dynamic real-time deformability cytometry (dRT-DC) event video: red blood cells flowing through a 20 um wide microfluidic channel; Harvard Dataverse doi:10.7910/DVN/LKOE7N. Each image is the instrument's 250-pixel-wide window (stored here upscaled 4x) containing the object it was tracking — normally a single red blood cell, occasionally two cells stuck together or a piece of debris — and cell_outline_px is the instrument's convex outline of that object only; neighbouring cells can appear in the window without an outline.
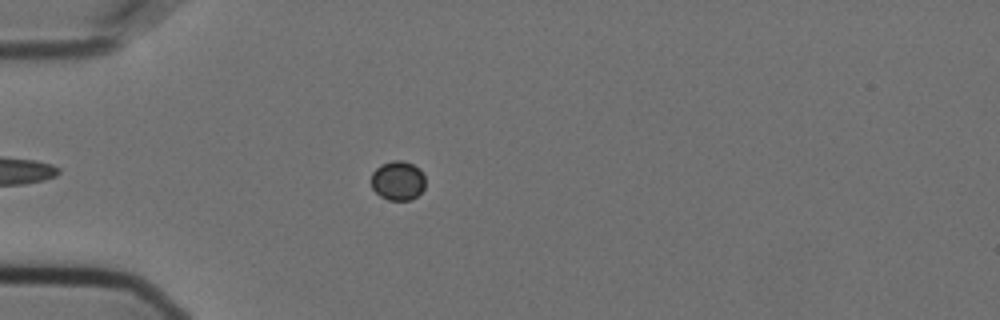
{"species": "Egyptian fruit bat (a non-hibernating species)", "species_latin": "Rousettus aegyptiacus", "temperature_condition": "cold", "stored_images_in_passage": 51, "camera_frame_rate_fps": 3000, "um_per_image_px": 0.085, "animal": {"sex": "female"}, "frame": {"image": 1, "passage_image": 11, "time_ms": 3.333, "image_size_px": [1000, 320], "cell_outline_px": [[424, 188], [416, 196], [408, 200], [388, 200], [380, 196], [372, 188], [372, 172], [380, 164], [392, 160], [404, 160], [420, 168], [424, 176]], "centroid_in_image_um": [33.81, 15.33], "position_along_channel_um": 51.2, "area_um2": 12.43}}
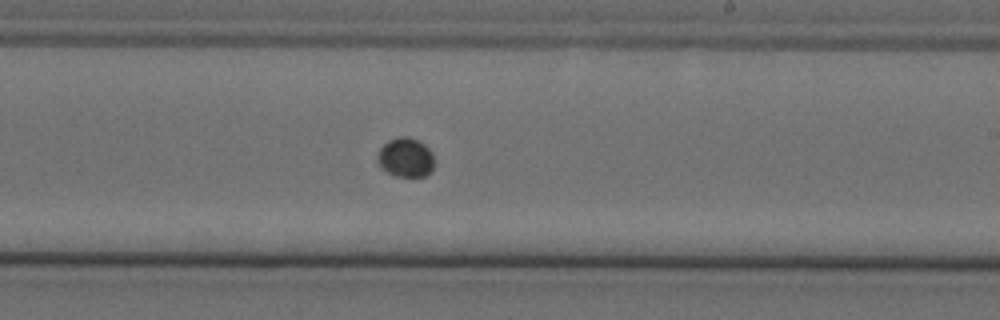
{"frame": {"image": 2, "passage_image": 29, "time_ms": 9.333, "image_size_px": [1000, 320], "cell_outline_px": [[432, 168], [424, 176], [396, 176], [380, 168], [376, 160], [376, 156], [380, 148], [388, 140], [400, 136], [408, 136], [420, 140], [432, 152]], "centroid_in_image_um": [34.43, 13.36], "position_along_channel_um": 254.6, "area_um2": 13.01}}
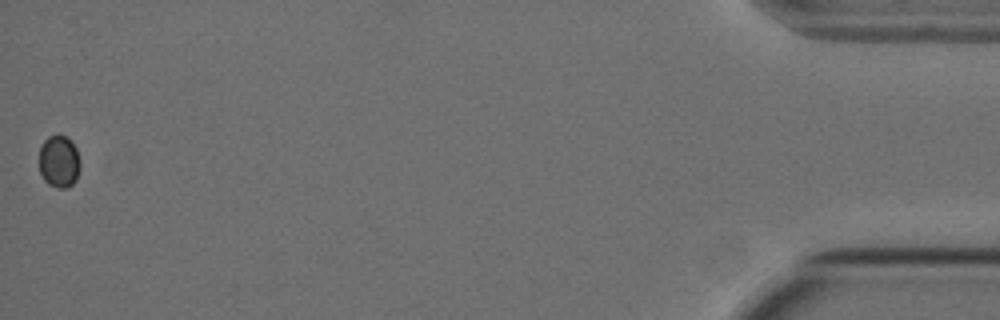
{"frame": {"image": 3, "passage_image": 51, "time_ms": 16.667, "image_size_px": [1000, 320], "cell_outline_px": [[80, 168], [76, 180], [68, 188], [56, 188], [48, 184], [44, 180], [40, 172], [40, 148], [44, 140], [48, 136], [64, 136], [76, 148], [80, 160]], "centroid_in_image_um": [5.02, 13.77], "position_along_channel_um": 430.2, "area_um2": 12.43}}